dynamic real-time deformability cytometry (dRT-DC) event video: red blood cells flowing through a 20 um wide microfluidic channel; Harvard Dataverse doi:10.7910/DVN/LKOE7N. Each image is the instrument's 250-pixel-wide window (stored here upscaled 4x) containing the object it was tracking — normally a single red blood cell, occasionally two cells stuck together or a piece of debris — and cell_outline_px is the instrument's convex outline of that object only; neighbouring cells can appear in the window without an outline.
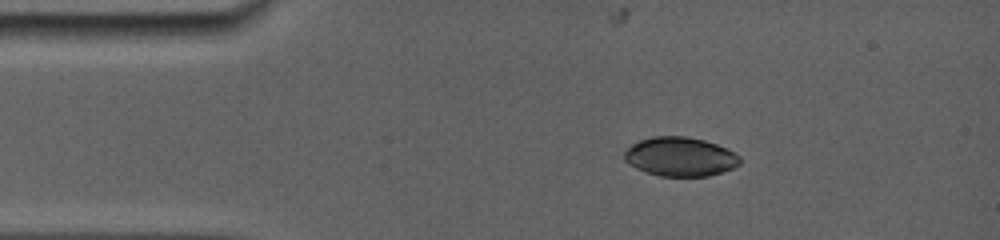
{"species": "common noctule bat (a hibernating species)", "species_latin": "Nyctalus noctula", "temperature_condition": "room temperature", "stored_images_in_passage": 58, "camera_frame_rate_fps": 5000, "um_per_image_px": 0.085, "animal": {"sex": "female", "body_mass_g": 19.0, "forearm_length_mm": 56.7}, "frame": {"image": 1, "passage_image": 1, "time_ms": 0.0, "image_size_px": [1000, 240], "cell_outline_px": [[740, 164], [732, 168], [708, 176], [660, 176], [636, 168], [624, 160], [624, 152], [628, 148], [640, 140], [656, 136], [680, 136], [700, 140], [724, 148], [732, 152], [740, 160]], "centroid_in_image_um": [57.76, 13.33], "position_along_channel_um": 27.2, "area_um2": 25.55}}
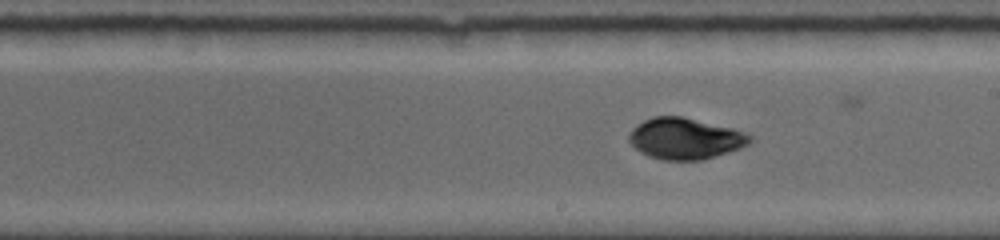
{"frame": {"image": 2, "passage_image": 34, "time_ms": 6.6, "image_size_px": [1000, 240], "cell_outline_px": [[752, 140], [748, 144], [740, 148], [728, 152], [700, 160], [664, 160], [648, 156], [640, 152], [628, 140], [628, 136], [632, 128], [644, 120], [652, 116], [684, 116], [732, 128], [752, 136]], "centroid_in_image_um": [58.21, 11.77], "position_along_channel_um": 230.8, "area_um2": 28.96}}
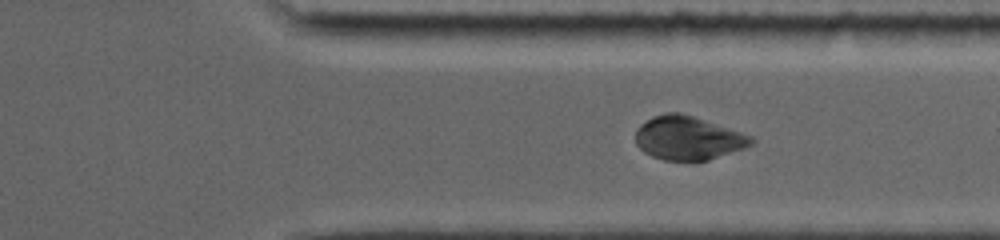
{"frame": {"image": 3, "passage_image": 50, "time_ms": 9.8, "image_size_px": [1000, 240], "cell_outline_px": [[756, 140], [752, 144], [744, 148], [708, 160], [664, 160], [652, 156], [644, 152], [636, 144], [636, 128], [640, 124], [652, 116], [664, 112], [680, 112], [752, 136]], "centroid_in_image_um": [58.45, 11.72], "position_along_channel_um": 352.9, "area_um2": 29.25}}